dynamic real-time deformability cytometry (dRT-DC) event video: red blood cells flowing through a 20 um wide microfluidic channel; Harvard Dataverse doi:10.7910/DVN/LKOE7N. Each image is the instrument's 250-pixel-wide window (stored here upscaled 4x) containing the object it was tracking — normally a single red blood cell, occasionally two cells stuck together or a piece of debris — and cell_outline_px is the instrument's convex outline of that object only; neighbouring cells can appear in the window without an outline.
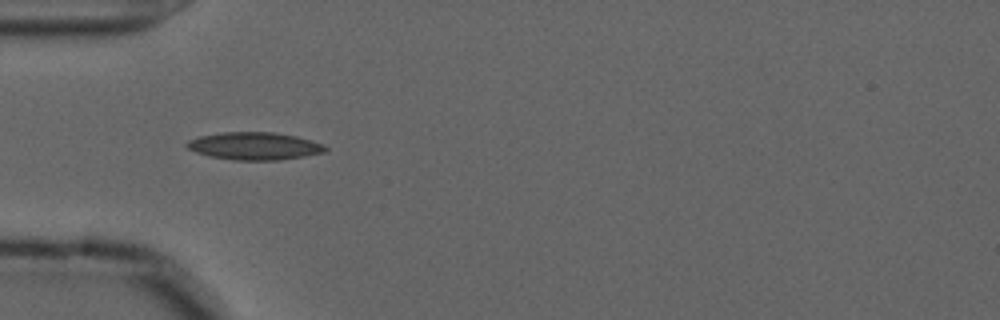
{"species": "common noctule bat (a hibernating species)", "species_latin": "Nyctalus noctula", "temperature_condition": "cold", "stored_images_in_passage": 25, "camera_frame_rate_fps": 3000, "um_per_image_px": 0.085, "animal": {"sex": "male", "forearm_length_mm": 52.5}, "frame": {"image": 1, "passage_image": 1, "time_ms": 0.0, "image_size_px": [1000, 320], "cell_outline_px": [[328, 148], [324, 152], [304, 156], [280, 160], [232, 160], [208, 156], [196, 152], [188, 148], [184, 144], [188, 140], [200, 136], [224, 132], [272, 132], [296, 136], [312, 140], [324, 144]], "centroid_in_image_um": [21.62, 12.41], "position_along_channel_um": 63.4, "area_um2": 22.31}}